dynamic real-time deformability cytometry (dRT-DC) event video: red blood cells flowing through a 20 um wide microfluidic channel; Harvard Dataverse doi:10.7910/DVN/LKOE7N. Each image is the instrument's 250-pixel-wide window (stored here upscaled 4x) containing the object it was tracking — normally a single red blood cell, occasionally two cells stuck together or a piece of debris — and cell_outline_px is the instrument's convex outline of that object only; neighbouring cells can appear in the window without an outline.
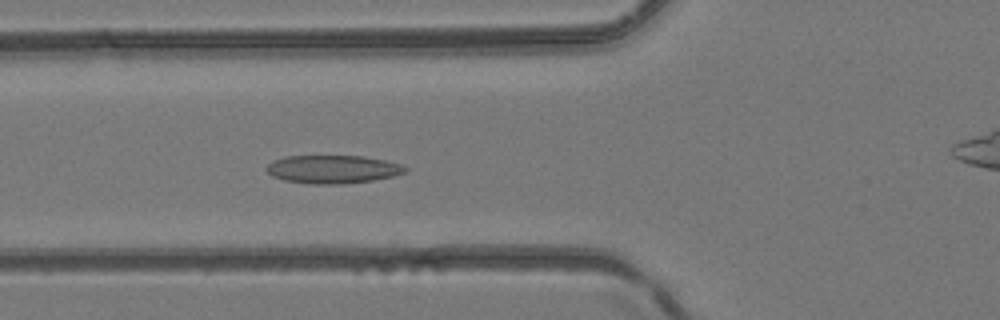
{"species": "common noctule bat (a hibernating species)", "species_latin": "Nyctalus noctula", "temperature_condition": "room temperature", "stored_images_in_passage": 38, "camera_frame_rate_fps": 3000, "um_per_image_px": 0.085, "animal": {"sex": "female", "body_mass_g": 24.6, "forearm_length_mm": 56.2}, "frame": {"image": 1, "passage_image": 8, "time_ms": 2.333, "image_size_px": [1000, 320], "cell_outline_px": [[408, 168], [404, 172], [392, 176], [372, 180], [340, 184], [308, 184], [284, 180], [272, 176], [264, 168], [272, 160], [284, 156], [364, 156], [384, 160], [400, 164]], "centroid_in_image_um": [28.22, 14.38], "position_along_channel_um": 97.6, "area_um2": 22.77}}
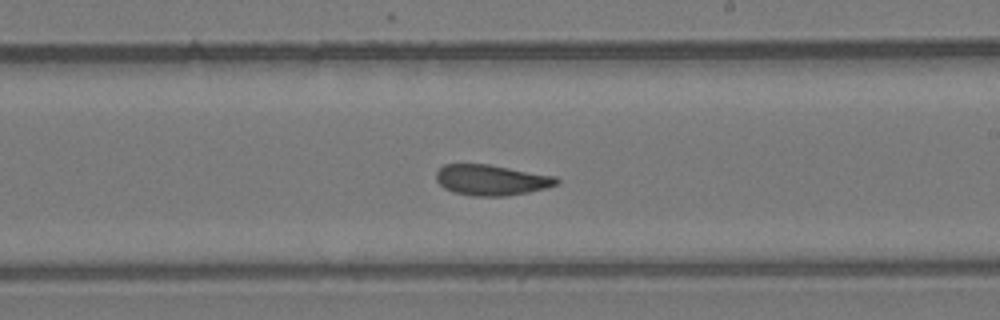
{"frame": {"image": 2, "passage_image": 18, "time_ms": 5.667, "image_size_px": [1000, 320], "cell_outline_px": [[560, 180], [556, 184], [544, 188], [528, 192], [504, 196], [472, 196], [452, 192], [444, 188], [436, 180], [436, 172], [444, 164], [488, 164], [556, 176]], "centroid_in_image_um": [41.74, 15.3], "position_along_channel_um": 247.3, "area_um2": 21.44}}
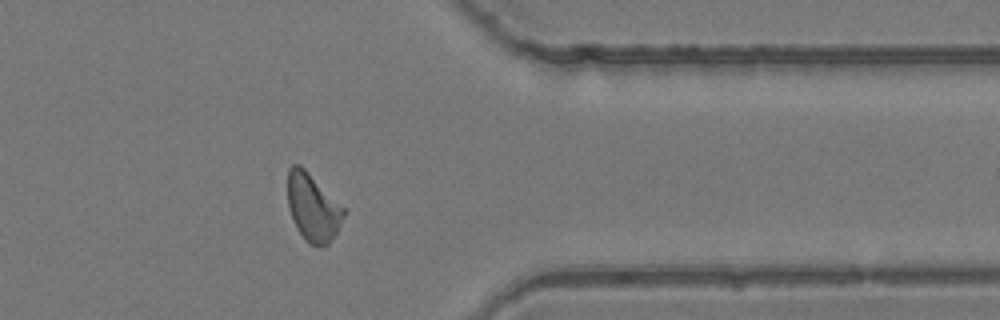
{"frame": {"image": 3, "passage_image": 28, "time_ms": 9.0, "image_size_px": [1000, 320], "cell_outline_px": [[344, 216], [336, 232], [328, 244], [308, 244], [304, 240], [296, 228], [292, 220], [288, 208], [288, 168], [292, 164], [300, 164], [344, 208]], "centroid_in_image_um": [26.55, 17.62], "position_along_channel_um": 384.9, "area_um2": 21.73}}